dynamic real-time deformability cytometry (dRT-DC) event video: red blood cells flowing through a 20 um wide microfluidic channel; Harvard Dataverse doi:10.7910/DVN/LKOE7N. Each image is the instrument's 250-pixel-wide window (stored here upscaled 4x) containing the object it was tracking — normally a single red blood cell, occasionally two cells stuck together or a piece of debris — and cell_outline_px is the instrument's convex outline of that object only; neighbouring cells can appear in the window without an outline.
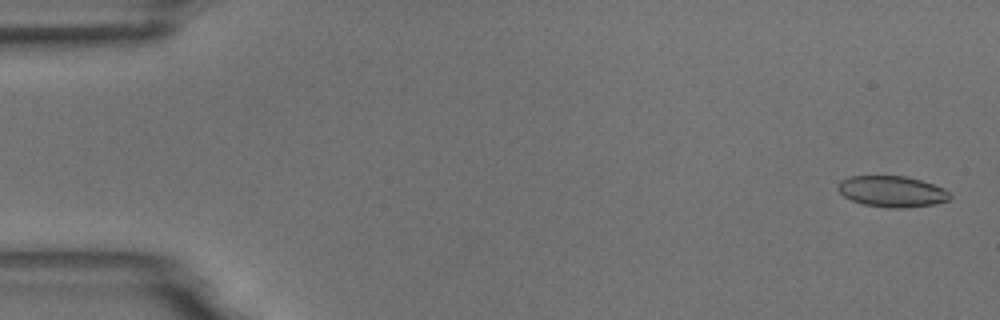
{"species": "common noctule bat (a hibernating species)", "species_latin": "Nyctalus noctula", "temperature_condition": "room temperature", "stored_images_in_passage": 19, "camera_frame_rate_fps": 3000, "um_per_image_px": 0.085, "animal": {"sex": "male", "body_mass_g": 18.8}, "frame": {"image": 1, "passage_image": 2, "time_ms": 0.333, "image_size_px": [1000, 320], "cell_outline_px": [[952, 196], [948, 200], [936, 204], [904, 208], [888, 208], [864, 204], [852, 200], [844, 196], [836, 188], [840, 180], [848, 176], [904, 176], [920, 180], [944, 188]], "centroid_in_image_um": [75.81, 16.27], "position_along_channel_um": 9.2, "area_um2": 20.29}}
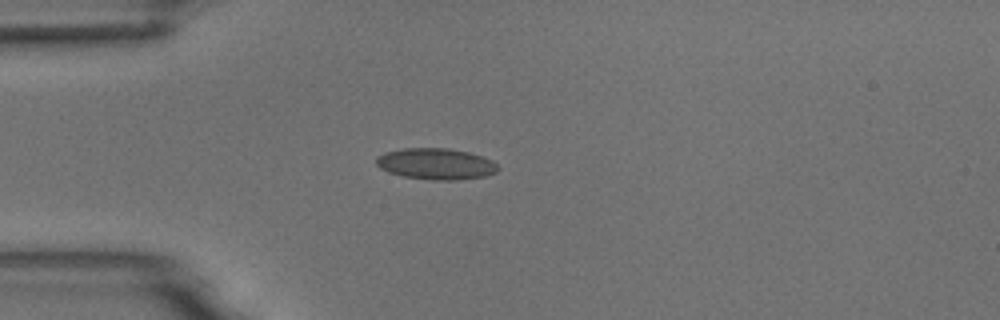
{"frame": {"image": 2, "passage_image": 15, "time_ms": 4.667, "image_size_px": [1000, 320], "cell_outline_px": [[500, 168], [496, 172], [484, 176], [456, 180], [432, 180], [404, 176], [388, 172], [380, 168], [376, 164], [376, 156], [384, 152], [404, 148], [448, 148], [468, 152], [492, 160]], "centroid_in_image_um": [37.03, 13.92], "position_along_channel_um": 48.0, "area_um2": 22.14}}